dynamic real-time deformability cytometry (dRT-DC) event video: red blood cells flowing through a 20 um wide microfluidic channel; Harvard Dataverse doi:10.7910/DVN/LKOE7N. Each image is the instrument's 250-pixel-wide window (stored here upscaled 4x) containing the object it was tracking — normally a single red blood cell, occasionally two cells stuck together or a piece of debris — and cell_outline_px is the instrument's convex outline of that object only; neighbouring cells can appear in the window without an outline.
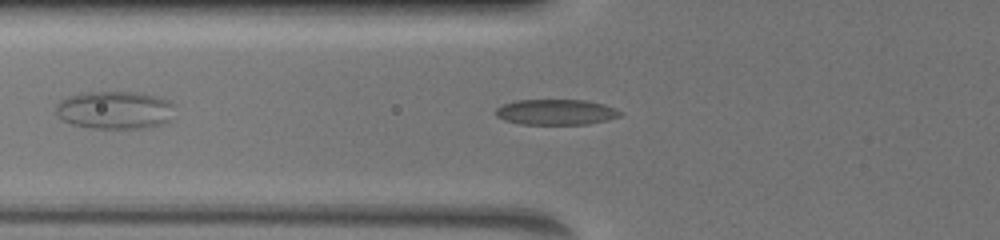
{"species": "common noctule bat (a hibernating species)", "species_latin": "Nyctalus noctula", "temperature_condition": "warm", "stored_images_in_passage": 58, "camera_frame_rate_fps": 3000, "um_per_image_px": 0.085, "animal": {"sex": "female", "body_mass_g": 19.5, "forearm_length_mm": 54.1}, "frame": {"image": 1, "passage_image": 6, "time_ms": 1.0, "image_size_px": [1000, 240], "cell_outline_px": [[620, 116], [588, 124], [524, 124], [504, 120], [496, 116], [496, 108], [504, 104], [516, 100], [584, 100], [604, 104], [620, 112]], "centroid_in_image_um": [47.21, 9.52], "position_along_channel_um": 78.6, "area_um2": 18.21}}
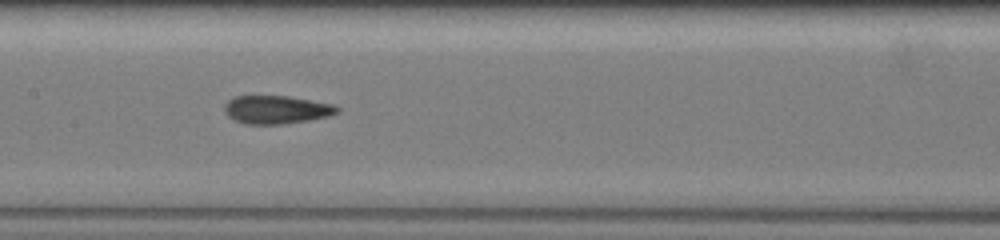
{"frame": {"image": 2, "passage_image": 24, "time_ms": 3.667, "image_size_px": [1000, 240], "cell_outline_px": [[340, 108], [336, 112], [328, 116], [308, 120], [280, 124], [248, 124], [236, 120], [228, 116], [224, 108], [228, 100], [236, 96], [288, 96], [332, 104]], "centroid_in_image_um": [23.48, 9.31], "position_along_channel_um": 183.9, "area_um2": 18.15}}
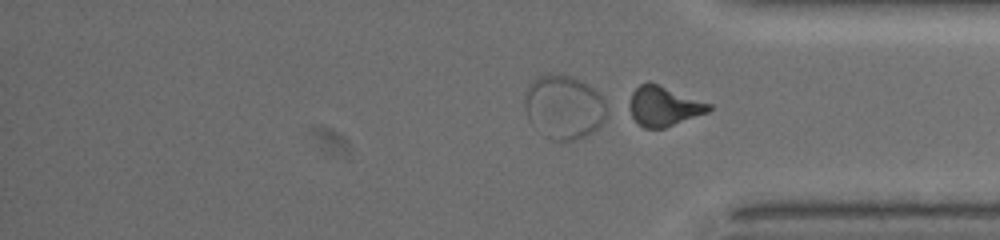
{"frame": {"image": 3, "passage_image": 58, "time_ms": 8.667, "image_size_px": [1000, 240], "cell_outline_px": [[712, 108], [708, 112], [664, 128], [644, 128], [632, 116], [632, 92], [640, 84], [648, 80], [712, 104]], "centroid_in_image_um": [56.47, 9.0], "position_along_channel_um": 378.7, "area_um2": 18.03}, "authors_computed_cell_mechanics": {"area_um2": 18.1203, "velocity_mm_per_s": 3.9309, "shape_relaxation_time_tau1_ms": 3.7214, "shape_relaxation_time_tau2_ms": 1.412, "deformation_change_tau1": 0.1393, "deformation_change_tau2": 0.0858}}